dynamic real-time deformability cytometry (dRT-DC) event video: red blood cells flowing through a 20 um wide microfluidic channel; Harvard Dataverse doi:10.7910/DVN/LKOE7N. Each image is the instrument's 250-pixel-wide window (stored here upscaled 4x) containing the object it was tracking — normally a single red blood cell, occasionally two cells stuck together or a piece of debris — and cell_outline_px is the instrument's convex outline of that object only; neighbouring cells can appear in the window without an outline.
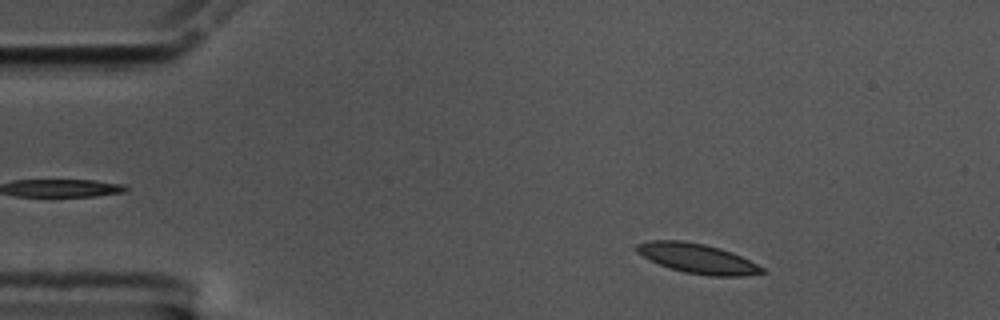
{"species": "common noctule bat (a hibernating species)", "species_latin": "Nyctalus noctula", "temperature_condition": "cold", "stored_images_in_passage": 54, "camera_frame_rate_fps": 3000, "um_per_image_px": 0.085, "animal": {"sex": "male", "body_mass_g": 17.5, "forearm_length_mm": 52.3}, "frame": {"image": 1, "passage_image": 6, "time_ms": 1.667, "image_size_px": [1000, 320], "cell_outline_px": [[768, 272], [744, 276], [708, 276], [684, 272], [668, 268], [636, 252], [636, 244], [648, 240], [684, 240], [704, 244], [720, 248], [732, 252], [764, 268]], "centroid_in_image_um": [59.29, 21.97], "position_along_channel_um": 25.7, "area_um2": 21.73}}
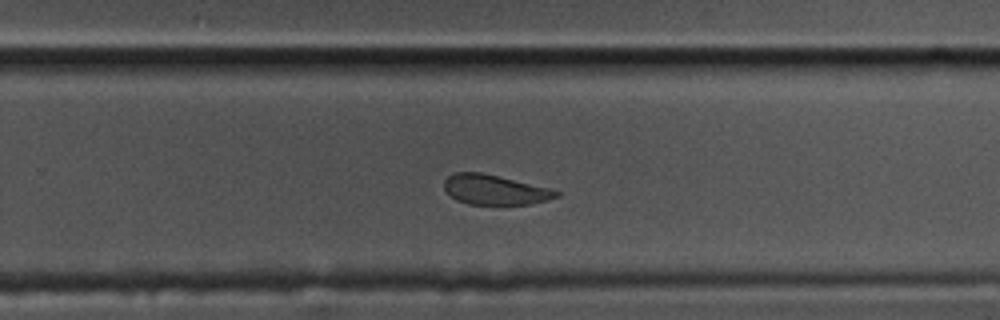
{"frame": {"image": 2, "passage_image": 34, "time_ms": 11.0, "image_size_px": [1000, 320], "cell_outline_px": [[560, 196], [548, 200], [528, 204], [468, 204], [456, 200], [444, 188], [444, 180], [448, 176], [456, 172], [480, 172], [548, 188], [560, 192]], "centroid_in_image_um": [42.04, 16.13], "position_along_channel_um": 287.8, "area_um2": 19.19}}
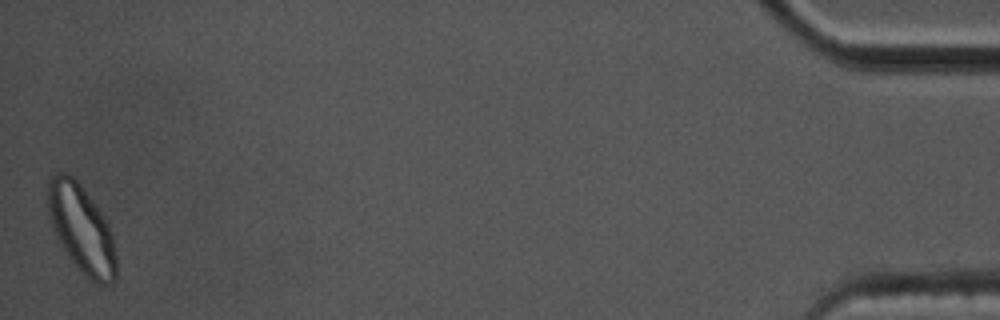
{"frame": {"image": 3, "passage_image": 54, "time_ms": 17.667, "image_size_px": [1000, 320], "cell_outline_px": [[116, 280], [112, 284], [96, 284], [84, 276], [68, 256], [60, 244], [48, 220], [48, 176], [56, 172], [64, 172], [72, 176], [80, 184], [92, 200], [108, 224], [112, 236], [116, 256]], "centroid_in_image_um": [6.9, 19.47], "position_along_channel_um": 428.3, "area_um2": 35.2}, "authors_computed_cell_mechanics": {"area_um2": 21.4149, "velocity_mm_per_s": 3.5066, "shape_relaxation_time_tau1_ms": 6.382, "shape_relaxation_time_tau2_ms": 2.4807, "deformation_change_tau1": 0.1268, "deformation_change_tau2": 0.0759}}